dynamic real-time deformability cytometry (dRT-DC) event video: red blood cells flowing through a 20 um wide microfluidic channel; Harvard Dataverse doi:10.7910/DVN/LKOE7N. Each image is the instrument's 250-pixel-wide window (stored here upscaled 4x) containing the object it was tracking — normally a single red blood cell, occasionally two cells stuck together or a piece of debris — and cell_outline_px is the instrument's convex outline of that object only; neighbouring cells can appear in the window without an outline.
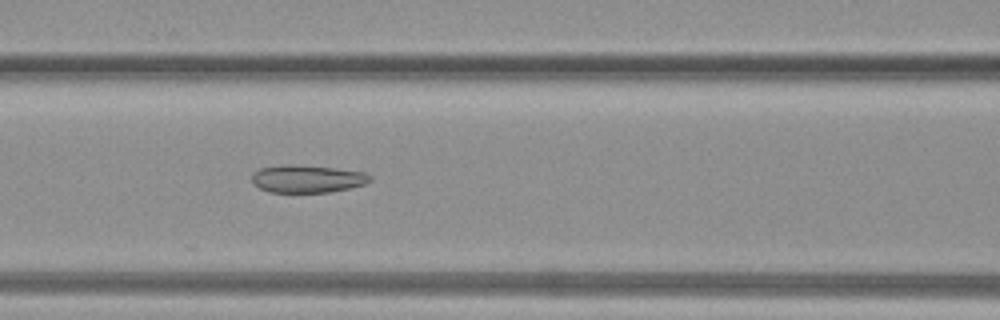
{"species": "common noctule bat (a hibernating species)", "species_latin": "Nyctalus noctula", "temperature_condition": "warm", "stored_images_in_passage": 29, "camera_frame_rate_fps": 3000, "um_per_image_px": 0.085, "animal": {"sex": "female", "body_mass_g": 19.3, "forearm_length_mm": 54.1}, "frame": {"image": 1, "passage_image": 7, "time_ms": 2.0, "image_size_px": [1000, 320], "cell_outline_px": [[372, 180], [364, 184], [332, 192], [268, 192], [252, 184], [252, 172], [260, 168], [288, 164], [336, 168], [364, 172], [372, 176]], "centroid_in_image_um": [26.1, 15.2], "position_along_channel_um": 140.5, "area_um2": 19.07}}
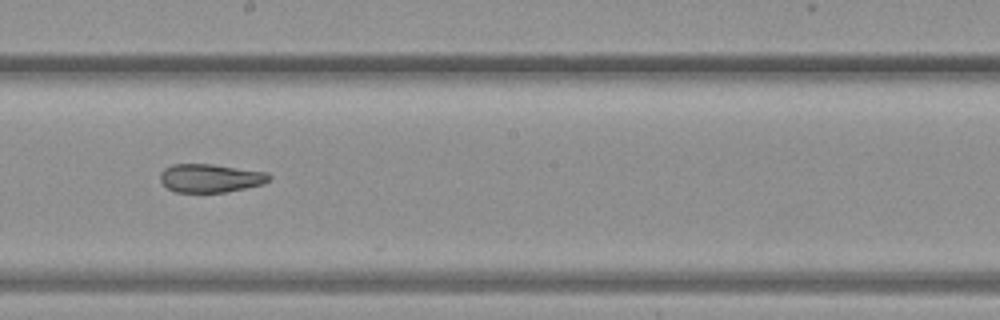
{"frame": {"image": 2, "passage_image": 12, "time_ms": 3.667, "image_size_px": [1000, 320], "cell_outline_px": [[272, 176], [264, 184], [224, 192], [176, 192], [168, 188], [160, 180], [160, 172], [164, 168], [172, 164], [212, 164], [268, 172]], "centroid_in_image_um": [17.88, 15.13], "position_along_channel_um": 230.3, "area_um2": 18.03}}
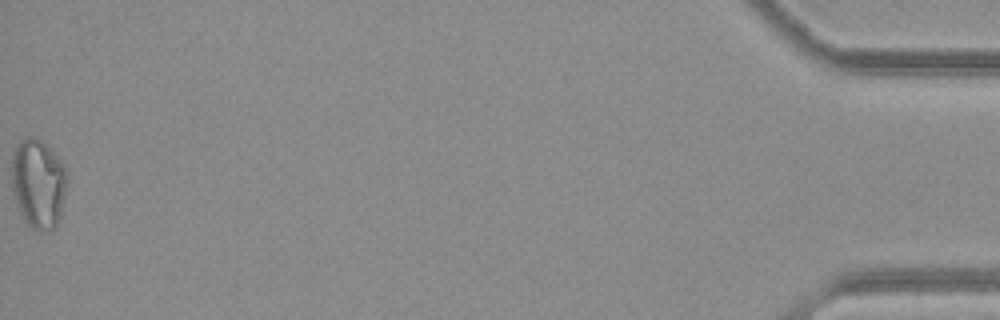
{"frame": {"image": 3, "passage_image": 29, "time_ms": 9.333, "image_size_px": [1000, 320], "cell_outline_px": [[68, 180], [60, 216], [56, 228], [40, 232], [32, 228], [24, 220], [16, 204], [12, 192], [12, 152], [16, 144], [20, 140], [28, 136], [36, 136], [64, 164], [68, 172]], "centroid_in_image_um": [3.25, 15.6], "position_along_channel_um": 431.9, "area_um2": 29.25}}